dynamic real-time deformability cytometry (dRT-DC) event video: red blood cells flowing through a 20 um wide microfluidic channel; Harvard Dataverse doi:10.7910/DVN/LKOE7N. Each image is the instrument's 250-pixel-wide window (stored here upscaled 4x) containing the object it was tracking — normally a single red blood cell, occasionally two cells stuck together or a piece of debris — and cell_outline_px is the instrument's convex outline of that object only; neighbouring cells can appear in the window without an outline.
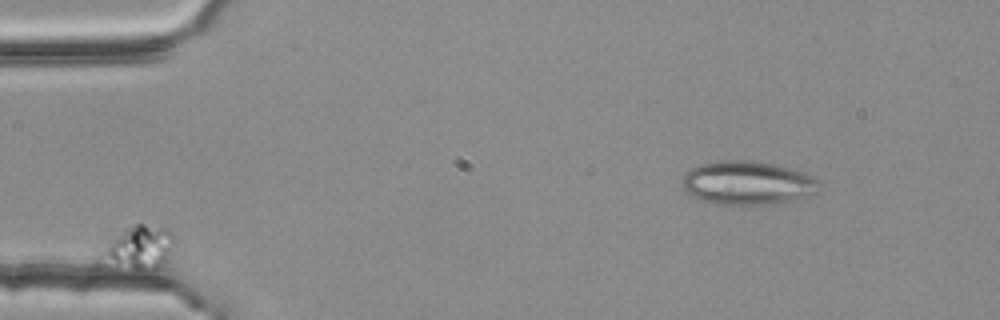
{"species": "common noctule bat (a hibernating species)", "species_latin": "Nyctalus noctula", "temperature_condition": "room temperature", "stored_images_in_passage": 4, "segment_of_instrument_passage": [2, 2], "camera_frame_rate_fps": 3000, "um_per_image_px": 0.085, "animal": {"sex": "female", "body_mass_g": 25.1}, "frame": {"image": 1, "passage_image": 2, "time_ms": 0.333, "image_size_px": [1000, 320], "cell_outline_px": [[172, 244], [164, 260], [156, 268], [136, 268], [96, 256], [124, 228], [136, 224], [144, 224], [164, 228], [172, 232]], "centroid_in_image_um": [11.83, 20.95], "position_along_channel_um": 73.2, "area_um2": 16.82}}